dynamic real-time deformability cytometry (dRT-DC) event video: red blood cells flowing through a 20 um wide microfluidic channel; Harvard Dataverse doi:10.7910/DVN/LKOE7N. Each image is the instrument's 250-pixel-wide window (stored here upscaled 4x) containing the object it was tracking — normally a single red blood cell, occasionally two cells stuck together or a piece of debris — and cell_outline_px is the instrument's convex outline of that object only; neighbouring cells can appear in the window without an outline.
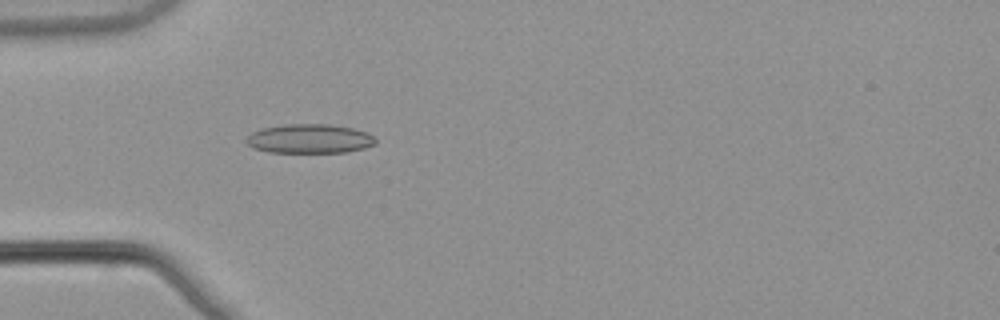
{"species": "common noctule bat (a hibernating species)", "species_latin": "Nyctalus noctula", "temperature_condition": "warm", "stored_images_in_passage": 53, "camera_frame_rate_fps": 3000, "um_per_image_px": 0.085, "animal": {"sex": "male", "body_mass_g": 21.5, "forearm_length_mm": 52.0}, "frame": {"image": 1, "passage_image": 17, "time_ms": 5.333, "image_size_px": [1000, 320], "cell_outline_px": [[376, 144], [364, 148], [348, 152], [268, 152], [252, 148], [244, 140], [252, 132], [260, 128], [284, 124], [332, 124], [352, 128], [368, 132], [376, 140]], "centroid_in_image_um": [26.3, 11.78], "position_along_channel_um": 58.7, "area_um2": 22.2}}
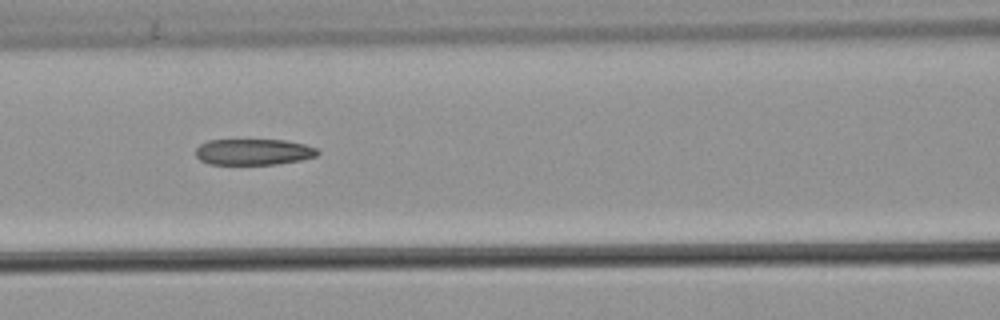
{"frame": {"image": 2, "passage_image": 24, "time_ms": 7.667, "image_size_px": [1000, 320], "cell_outline_px": [[320, 152], [316, 156], [300, 160], [276, 164], [208, 164], [200, 160], [196, 156], [196, 148], [200, 144], [208, 140], [284, 140], [304, 144], [316, 148]], "centroid_in_image_um": [21.53, 12.91], "position_along_channel_um": 145.1, "area_um2": 18.5}}
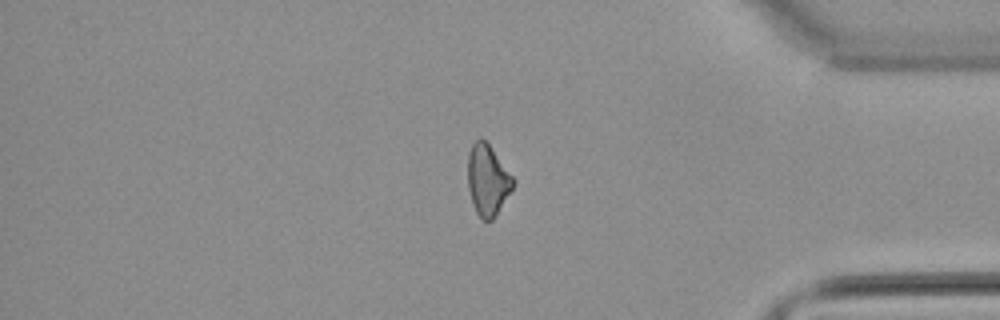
{"frame": {"image": 3, "passage_image": 45, "time_ms": 14.667, "image_size_px": [1000, 320], "cell_outline_px": [[516, 184], [496, 216], [492, 220], [484, 220], [476, 212], [468, 188], [468, 152], [472, 144], [480, 136], [488, 144], [516, 180]], "centroid_in_image_um": [41.47, 15.31], "position_along_channel_um": 393.7, "area_um2": 18.73}, "authors_computed_cell_mechanics": {"area_um2": 19.8832, "velocity_mm_per_s": 3.9039, "shape_relaxation_time_tau1_ms": null, "shape_relaxation_time_tau2_ms": 9.2344, "deformation_change_tau1": null, "deformation_change_tau2": 0.2233}}